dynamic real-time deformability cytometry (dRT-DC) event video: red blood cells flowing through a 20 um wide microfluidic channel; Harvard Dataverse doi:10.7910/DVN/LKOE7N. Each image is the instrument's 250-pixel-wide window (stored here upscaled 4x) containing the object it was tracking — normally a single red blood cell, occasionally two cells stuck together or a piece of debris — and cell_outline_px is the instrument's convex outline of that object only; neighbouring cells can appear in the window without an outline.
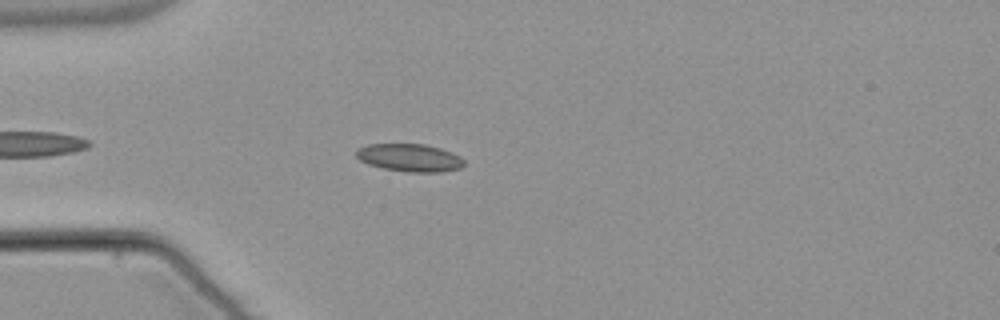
{"species": "common noctule bat (a hibernating species)", "species_latin": "Nyctalus noctula", "temperature_condition": "warm", "stored_images_in_passage": 31, "camera_frame_rate_fps": 3000, "um_per_image_px": 0.085, "animal": {"sex": "male", "body_mass_g": 21.5, "forearm_length_mm": 52.0}, "frame": {"image": 1, "passage_image": 7, "time_ms": 2.0, "image_size_px": [1000, 320], "cell_outline_px": [[464, 164], [460, 168], [440, 172], [408, 172], [384, 168], [368, 164], [360, 160], [356, 156], [356, 148], [368, 144], [424, 144], [440, 148], [452, 152], [460, 156], [464, 160]], "centroid_in_image_um": [34.81, 13.4], "position_along_channel_um": 50.2, "area_um2": 17.46}}
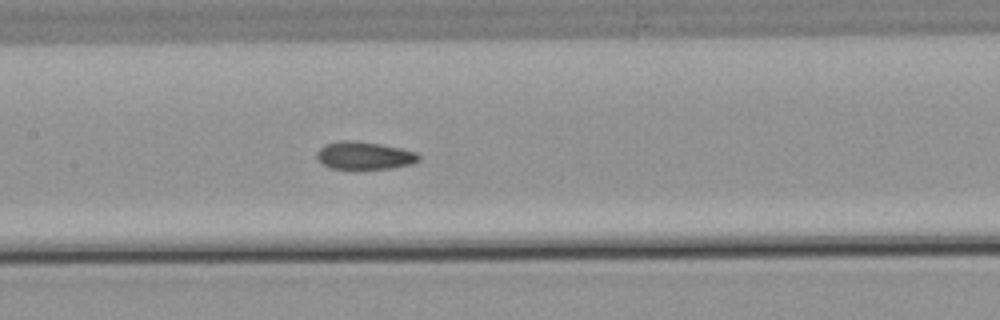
{"frame": {"image": 2, "passage_image": 18, "time_ms": 5.667, "image_size_px": [1000, 320], "cell_outline_px": [[420, 160], [412, 164], [388, 168], [332, 168], [324, 164], [316, 156], [316, 152], [324, 144], [340, 140], [352, 140], [380, 144], [400, 148], [416, 152], [420, 156]], "centroid_in_image_um": [30.97, 13.2], "position_along_channel_um": 176.4, "area_um2": 16.24}}
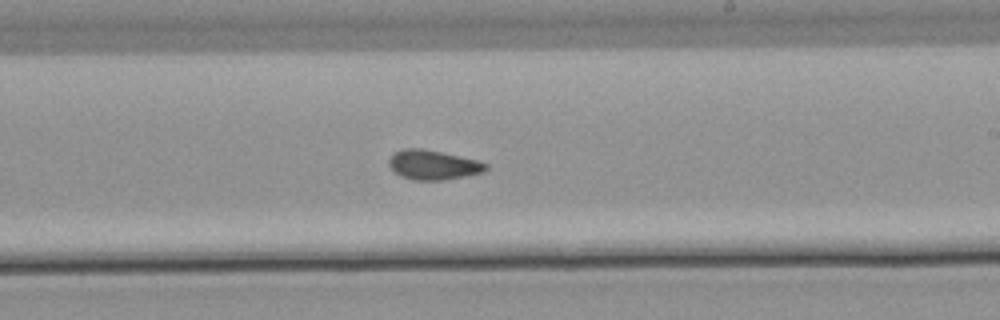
{"frame": {"image": 3, "passage_image": 24, "time_ms": 7.667, "image_size_px": [1000, 320], "cell_outline_px": [[488, 168], [484, 172], [444, 180], [412, 180], [400, 176], [388, 164], [388, 160], [396, 152], [404, 148], [420, 148], [480, 160], [488, 164]], "centroid_in_image_um": [36.85, 14.02], "position_along_channel_um": 252.2, "area_um2": 16.65}}